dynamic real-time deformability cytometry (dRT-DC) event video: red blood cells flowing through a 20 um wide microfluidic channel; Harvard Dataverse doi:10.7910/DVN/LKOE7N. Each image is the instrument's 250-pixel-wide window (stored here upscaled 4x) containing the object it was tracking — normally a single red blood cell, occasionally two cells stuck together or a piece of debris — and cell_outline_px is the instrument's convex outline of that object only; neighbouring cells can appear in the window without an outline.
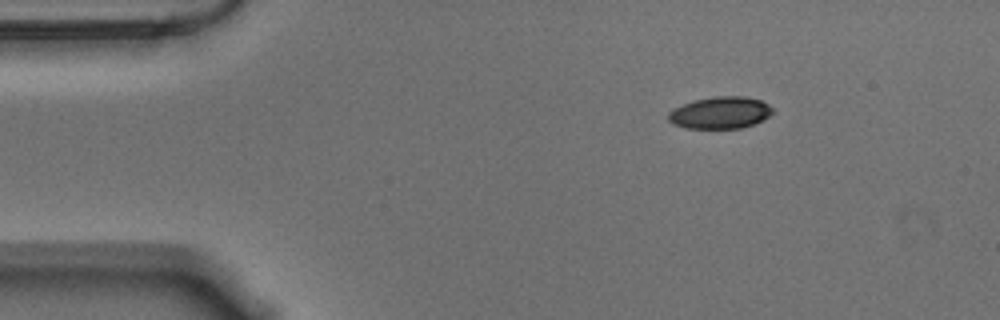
{"species": "Egyptian fruit bat (a non-hibernating species)", "species_latin": "Rousettus aegyptiacus", "temperature_condition": "warm", "stored_images_in_passage": 7, "camera_frame_rate_fps": 3000, "um_per_image_px": 0.085, "animal": {"sex": "male"}, "frame": {"image": 1, "passage_image": 1, "time_ms": 0.0, "image_size_px": [1000, 320], "cell_outline_px": [[772, 112], [768, 116], [752, 124], [740, 128], [684, 128], [672, 124], [668, 120], [668, 112], [672, 108], [692, 100], [716, 96], [744, 96], [760, 100], [768, 104], [772, 108]], "centroid_in_image_um": [61.15, 9.57], "position_along_channel_um": 23.9, "area_um2": 19.42}}